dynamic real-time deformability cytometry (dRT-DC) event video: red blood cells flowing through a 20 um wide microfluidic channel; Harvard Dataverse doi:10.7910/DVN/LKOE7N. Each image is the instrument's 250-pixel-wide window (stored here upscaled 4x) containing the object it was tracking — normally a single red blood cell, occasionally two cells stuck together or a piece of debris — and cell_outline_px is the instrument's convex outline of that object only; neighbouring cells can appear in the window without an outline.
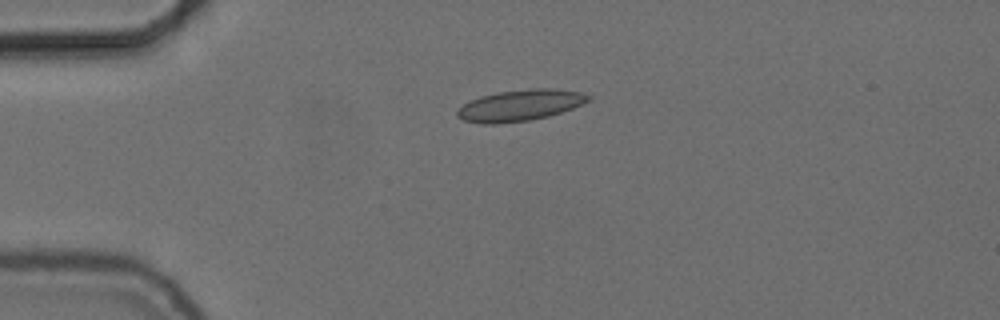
{"species": "common noctule bat (a hibernating species)", "species_latin": "Nyctalus noctula", "temperature_condition": "cold", "stored_images_in_passage": 9, "camera_frame_rate_fps": 3000, "um_per_image_px": 0.085, "animal": {"sex": "female", "body_mass_g": 24.6, "forearm_length_mm": 56.2}, "frame": {"image": 1, "passage_image": 1, "time_ms": 0.0, "image_size_px": [1000, 320], "cell_outline_px": [[592, 100], [572, 108], [548, 116], [528, 120], [496, 124], [480, 124], [464, 120], [456, 116], [456, 112], [468, 100], [480, 96], [500, 92], [528, 88], [552, 88], [580, 92], [592, 96]], "centroid_in_image_um": [44.2, 8.95], "position_along_channel_um": 40.8, "area_um2": 23.87}}
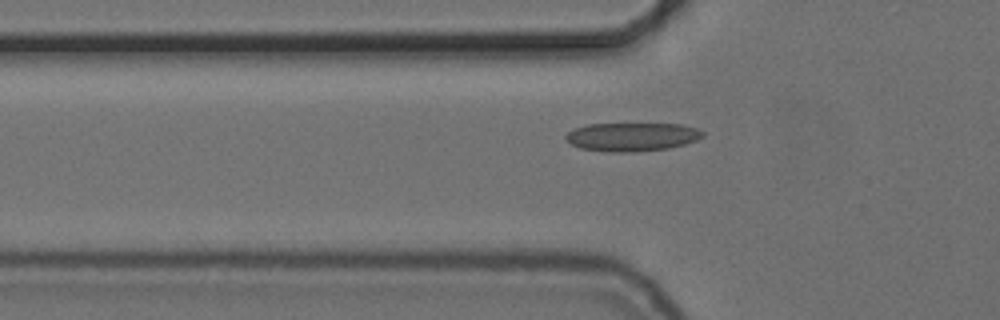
{"frame": {"image": 2, "passage_image": 6, "time_ms": 1.667, "image_size_px": [1000, 320], "cell_outline_px": [[704, 136], [696, 140], [684, 144], [668, 148], [636, 152], [608, 152], [580, 148], [572, 144], [564, 136], [568, 132], [576, 128], [588, 124], [680, 124], [696, 128], [704, 132]], "centroid_in_image_um": [53.72, 11.63], "position_along_channel_um": 72.1, "area_um2": 22.66}}